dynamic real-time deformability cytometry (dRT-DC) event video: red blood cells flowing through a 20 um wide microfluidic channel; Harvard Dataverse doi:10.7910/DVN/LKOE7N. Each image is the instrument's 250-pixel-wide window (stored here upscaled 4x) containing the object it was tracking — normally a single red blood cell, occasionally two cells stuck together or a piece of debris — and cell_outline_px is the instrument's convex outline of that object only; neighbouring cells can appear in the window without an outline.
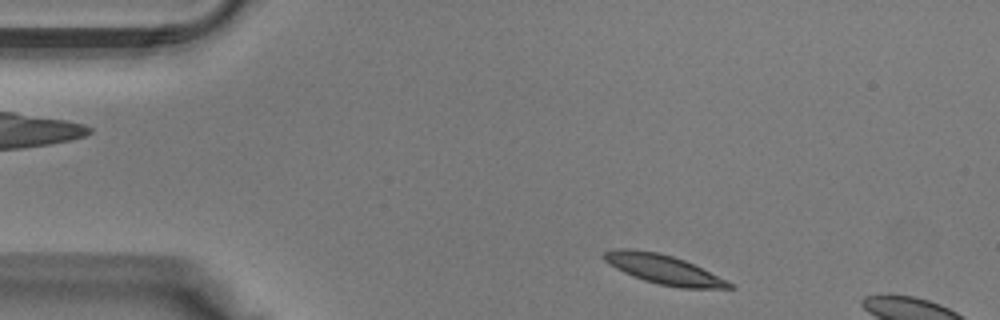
{"species": "Egyptian fruit bat (a non-hibernating species)", "species_latin": "Rousettus aegyptiacus", "temperature_condition": "warm", "stored_images_in_passage": 5, "camera_frame_rate_fps": 3000, "um_per_image_px": 0.085, "animal": {"sex": "male"}, "frame": {"image": 1, "passage_image": 1, "time_ms": 0.0, "image_size_px": [1000, 320], "cell_outline_px": [[736, 288], [680, 288], [660, 284], [644, 280], [632, 276], [608, 264], [604, 260], [604, 252], [612, 248], [628, 248], [660, 252], [684, 260], [736, 284]], "centroid_in_image_um": [56.4, 22.89], "position_along_channel_um": 28.6, "area_um2": 21.44}}